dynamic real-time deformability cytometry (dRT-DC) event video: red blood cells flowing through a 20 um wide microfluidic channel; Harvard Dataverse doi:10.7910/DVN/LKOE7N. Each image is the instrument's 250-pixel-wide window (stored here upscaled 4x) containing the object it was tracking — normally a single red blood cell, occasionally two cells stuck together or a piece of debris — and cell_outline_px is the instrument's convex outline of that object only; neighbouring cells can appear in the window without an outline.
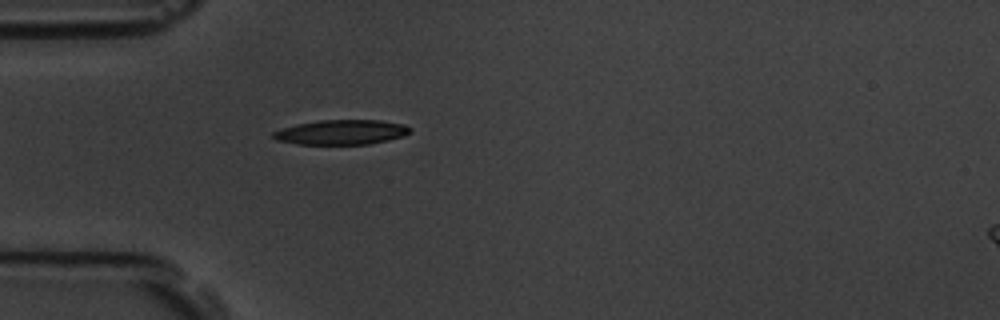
{"species": "common noctule bat (a hibernating species)", "species_latin": "Nyctalus noctula", "temperature_condition": "room temperature", "stored_images_in_passage": 1, "camera_frame_rate_fps": 3000, "um_per_image_px": 0.085, "animal": {"sex": "male", "body_mass_g": 19.5, "forearm_length_mm": 54.6}, "frame": {"image": 1, "passage_image": 1, "time_ms": 0.0, "image_size_px": [1000, 320], "cell_outline_px": [[412, 132], [404, 136], [388, 140], [368, 144], [296, 144], [276, 140], [272, 136], [272, 132], [296, 124], [320, 120], [380, 120], [404, 124], [412, 128]], "centroid_in_image_um": [29.05, 11.23], "position_along_channel_um": 55.9, "area_um2": 19.83}}